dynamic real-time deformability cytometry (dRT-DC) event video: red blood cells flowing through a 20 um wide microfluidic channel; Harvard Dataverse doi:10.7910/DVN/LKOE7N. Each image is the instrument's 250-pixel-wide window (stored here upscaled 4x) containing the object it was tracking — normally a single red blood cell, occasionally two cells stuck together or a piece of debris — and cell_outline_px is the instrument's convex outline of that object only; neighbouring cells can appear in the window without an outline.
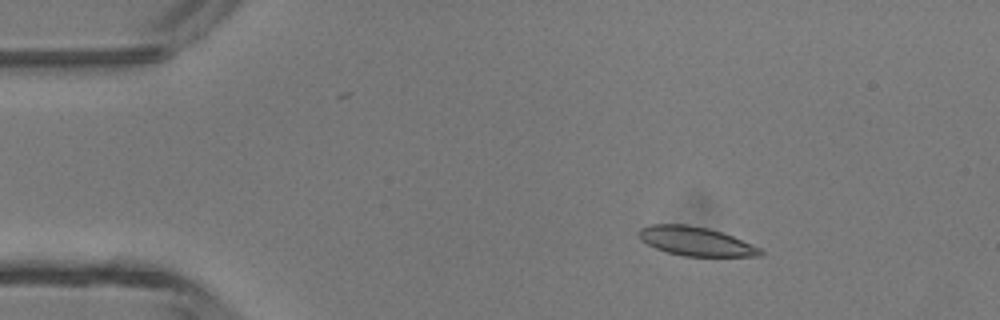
{"species": "common noctule bat (a hibernating species)", "species_latin": "Nyctalus noctula", "temperature_condition": "room temperature", "stored_images_in_passage": 33, "camera_frame_rate_fps": 3000, "um_per_image_px": 0.085, "animal": {"sex": "male", "body_mass_g": 13.3}, "frame": {"image": 1, "passage_image": 6, "time_ms": 1.667, "image_size_px": [1000, 320], "cell_outline_px": [[764, 252], [760, 256], [684, 256], [668, 252], [656, 248], [648, 244], [636, 232], [640, 228], [648, 224], [688, 224], [708, 228], [732, 236], [760, 248]], "centroid_in_image_um": [59.12, 20.5], "position_along_channel_um": 25.9, "area_um2": 20.29}}
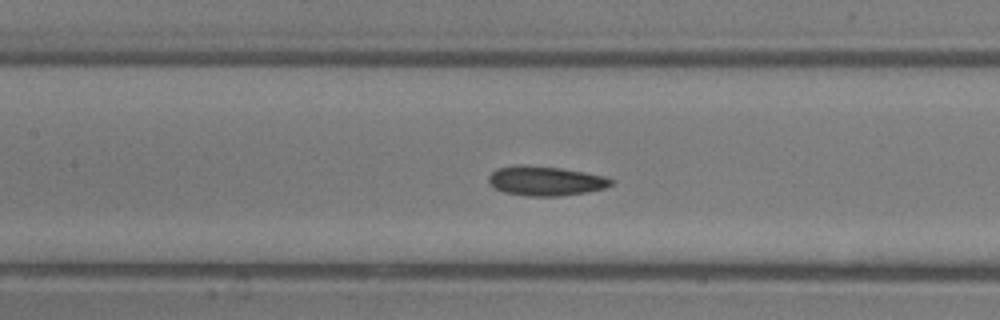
{"frame": {"image": 2, "passage_image": 20, "time_ms": 6.333, "image_size_px": [1000, 320], "cell_outline_px": [[612, 184], [604, 188], [588, 192], [560, 196], [524, 196], [504, 192], [488, 184], [488, 176], [496, 168], [520, 164], [524, 164], [560, 168], [584, 172], [604, 176], [612, 180]], "centroid_in_image_um": [46.32, 15.37], "position_along_channel_um": 161.1, "area_um2": 21.15}}
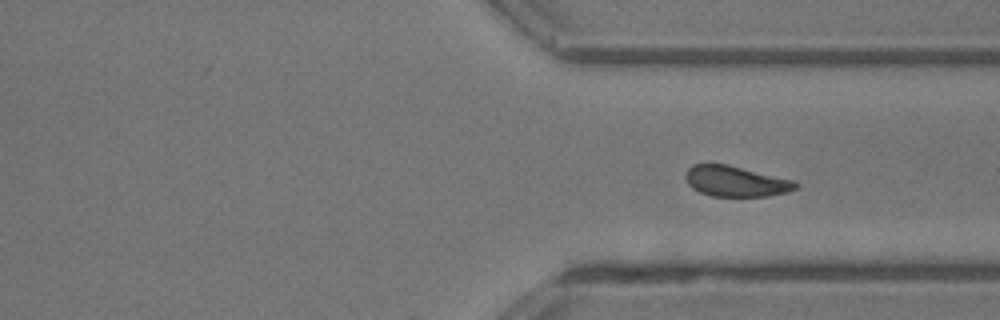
{"frame": {"image": 3, "passage_image": 33, "time_ms": 10.667, "image_size_px": [1000, 320], "cell_outline_px": [[800, 184], [796, 188], [788, 192], [768, 196], [712, 196], [700, 192], [692, 188], [688, 184], [684, 176], [688, 168], [692, 164], [728, 164], [796, 180]], "centroid_in_image_um": [62.57, 15.4], "position_along_channel_um": 348.8, "area_um2": 19.88}}